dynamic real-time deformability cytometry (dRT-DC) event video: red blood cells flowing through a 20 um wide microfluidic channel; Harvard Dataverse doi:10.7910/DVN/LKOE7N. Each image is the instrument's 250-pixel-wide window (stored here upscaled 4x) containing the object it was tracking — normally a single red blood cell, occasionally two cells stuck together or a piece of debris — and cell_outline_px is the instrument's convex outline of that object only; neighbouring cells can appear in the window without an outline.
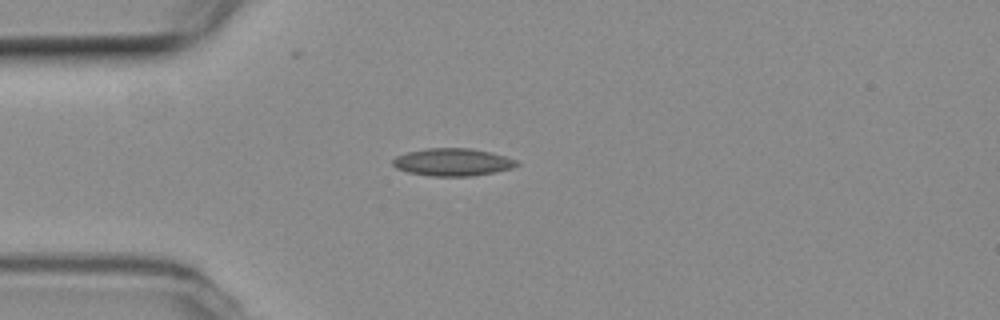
{"species": "common noctule bat (a hibernating species)", "species_latin": "Nyctalus noctula", "temperature_condition": "room temperature", "stored_images_in_passage": 41, "camera_frame_rate_fps": 3000, "um_per_image_px": 0.085, "animal": {"sex": "female", "body_mass_g": 19.3, "forearm_length_mm": 54.1}, "frame": {"image": 1, "passage_image": 1, "time_ms": 0.0, "image_size_px": [1000, 320], "cell_outline_px": [[520, 164], [512, 168], [472, 176], [432, 176], [408, 172], [396, 168], [392, 164], [392, 160], [396, 156], [408, 152], [428, 148], [472, 148], [492, 152], [520, 160]], "centroid_in_image_um": [38.51, 13.77], "position_along_channel_um": 46.5, "area_um2": 20.0}}
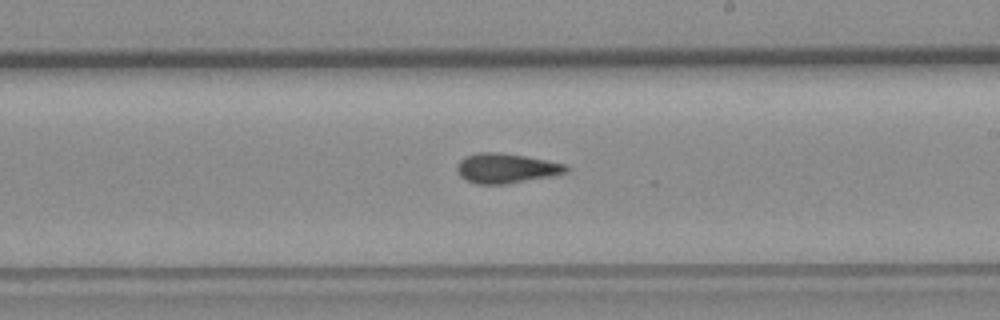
{"frame": {"image": 2, "passage_image": 18, "time_ms": 5.667, "image_size_px": [1000, 320], "cell_outline_px": [[572, 168], [568, 172], [556, 176], [504, 184], [476, 184], [460, 176], [456, 168], [456, 164], [464, 156], [480, 152], [500, 152], [548, 160], [568, 164]], "centroid_in_image_um": [43.09, 14.3], "position_along_channel_um": 245.9, "area_um2": 19.31}}
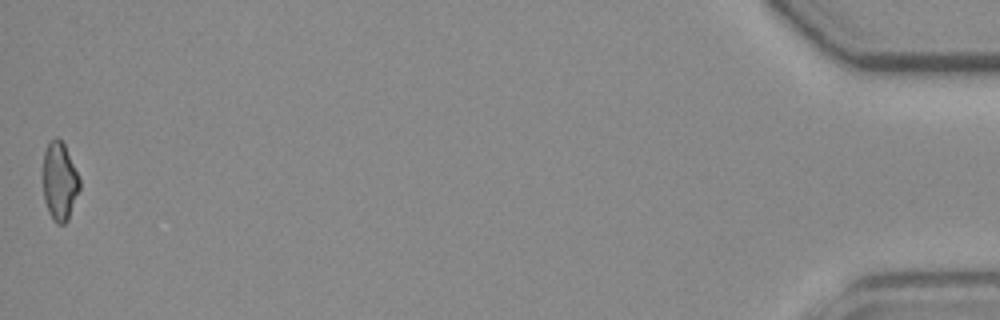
{"frame": {"image": 3, "passage_image": 41, "time_ms": 13.333, "image_size_px": [1000, 320], "cell_outline_px": [[80, 188], [68, 220], [64, 224], [56, 224], [52, 220], [48, 212], [44, 200], [44, 152], [48, 140], [56, 136], [64, 144], [80, 180]], "centroid_in_image_um": [5.06, 15.43], "position_along_channel_um": 430.1, "area_um2": 16.65}, "authors_computed_cell_mechanics": {"area_um2": 18.207, "velocity_mm_per_s": 3.769, "shape_relaxation_time_tau1_ms": null, "shape_relaxation_time_tau2_ms": 2.4437, "deformation_change_tau1": null, "deformation_change_tau2": 0.0889}}